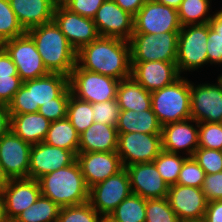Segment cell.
Wrapping results in <instances>:
<instances>
[{
    "label": "cell",
    "mask_w": 222,
    "mask_h": 222,
    "mask_svg": "<svg viewBox=\"0 0 222 222\" xmlns=\"http://www.w3.org/2000/svg\"><path fill=\"white\" fill-rule=\"evenodd\" d=\"M82 69L123 80L131 76L129 41L98 36L77 51V62Z\"/></svg>",
    "instance_id": "6da1fadb"
},
{
    "label": "cell",
    "mask_w": 222,
    "mask_h": 222,
    "mask_svg": "<svg viewBox=\"0 0 222 222\" xmlns=\"http://www.w3.org/2000/svg\"><path fill=\"white\" fill-rule=\"evenodd\" d=\"M36 44L42 62L49 73L69 77L77 62V51L54 21L26 31Z\"/></svg>",
    "instance_id": "7a4b0ae2"
},
{
    "label": "cell",
    "mask_w": 222,
    "mask_h": 222,
    "mask_svg": "<svg viewBox=\"0 0 222 222\" xmlns=\"http://www.w3.org/2000/svg\"><path fill=\"white\" fill-rule=\"evenodd\" d=\"M38 182L41 195L60 207L89 201V188L77 160L69 166L42 176Z\"/></svg>",
    "instance_id": "3957f363"
},
{
    "label": "cell",
    "mask_w": 222,
    "mask_h": 222,
    "mask_svg": "<svg viewBox=\"0 0 222 222\" xmlns=\"http://www.w3.org/2000/svg\"><path fill=\"white\" fill-rule=\"evenodd\" d=\"M68 87L69 77L59 73L24 81L8 104V111L10 114L36 113L43 104L54 102Z\"/></svg>",
    "instance_id": "277c9868"
},
{
    "label": "cell",
    "mask_w": 222,
    "mask_h": 222,
    "mask_svg": "<svg viewBox=\"0 0 222 222\" xmlns=\"http://www.w3.org/2000/svg\"><path fill=\"white\" fill-rule=\"evenodd\" d=\"M151 108L161 126L191 118L190 80L181 75L172 84L151 92Z\"/></svg>",
    "instance_id": "5b68a950"
},
{
    "label": "cell",
    "mask_w": 222,
    "mask_h": 222,
    "mask_svg": "<svg viewBox=\"0 0 222 222\" xmlns=\"http://www.w3.org/2000/svg\"><path fill=\"white\" fill-rule=\"evenodd\" d=\"M120 80L82 69L77 63L69 75L71 94L91 104L115 100Z\"/></svg>",
    "instance_id": "8992f818"
},
{
    "label": "cell",
    "mask_w": 222,
    "mask_h": 222,
    "mask_svg": "<svg viewBox=\"0 0 222 222\" xmlns=\"http://www.w3.org/2000/svg\"><path fill=\"white\" fill-rule=\"evenodd\" d=\"M208 23L185 25L178 34L176 66L179 74L192 72L208 64Z\"/></svg>",
    "instance_id": "52a82bcc"
},
{
    "label": "cell",
    "mask_w": 222,
    "mask_h": 222,
    "mask_svg": "<svg viewBox=\"0 0 222 222\" xmlns=\"http://www.w3.org/2000/svg\"><path fill=\"white\" fill-rule=\"evenodd\" d=\"M179 32L133 33L129 39L131 62H176Z\"/></svg>",
    "instance_id": "ba28073f"
},
{
    "label": "cell",
    "mask_w": 222,
    "mask_h": 222,
    "mask_svg": "<svg viewBox=\"0 0 222 222\" xmlns=\"http://www.w3.org/2000/svg\"><path fill=\"white\" fill-rule=\"evenodd\" d=\"M0 46L16 65L17 73L23 82L49 74L38 53L35 42L27 32L3 42Z\"/></svg>",
    "instance_id": "9c48e42d"
},
{
    "label": "cell",
    "mask_w": 222,
    "mask_h": 222,
    "mask_svg": "<svg viewBox=\"0 0 222 222\" xmlns=\"http://www.w3.org/2000/svg\"><path fill=\"white\" fill-rule=\"evenodd\" d=\"M162 151L161 134L119 133L117 154L123 167L153 162Z\"/></svg>",
    "instance_id": "30bf717a"
},
{
    "label": "cell",
    "mask_w": 222,
    "mask_h": 222,
    "mask_svg": "<svg viewBox=\"0 0 222 222\" xmlns=\"http://www.w3.org/2000/svg\"><path fill=\"white\" fill-rule=\"evenodd\" d=\"M131 194L130 177L124 167L89 189V203L101 216H107Z\"/></svg>",
    "instance_id": "8fae6325"
},
{
    "label": "cell",
    "mask_w": 222,
    "mask_h": 222,
    "mask_svg": "<svg viewBox=\"0 0 222 222\" xmlns=\"http://www.w3.org/2000/svg\"><path fill=\"white\" fill-rule=\"evenodd\" d=\"M181 27L178 10L155 0H148L134 16L133 33L156 35L164 32H179Z\"/></svg>",
    "instance_id": "7c38bea8"
},
{
    "label": "cell",
    "mask_w": 222,
    "mask_h": 222,
    "mask_svg": "<svg viewBox=\"0 0 222 222\" xmlns=\"http://www.w3.org/2000/svg\"><path fill=\"white\" fill-rule=\"evenodd\" d=\"M190 81L191 118L197 123H222V87L216 83Z\"/></svg>",
    "instance_id": "4fadbf2b"
},
{
    "label": "cell",
    "mask_w": 222,
    "mask_h": 222,
    "mask_svg": "<svg viewBox=\"0 0 222 222\" xmlns=\"http://www.w3.org/2000/svg\"><path fill=\"white\" fill-rule=\"evenodd\" d=\"M166 198L181 222H202L208 201L201 188L174 184Z\"/></svg>",
    "instance_id": "5bb4252c"
},
{
    "label": "cell",
    "mask_w": 222,
    "mask_h": 222,
    "mask_svg": "<svg viewBox=\"0 0 222 222\" xmlns=\"http://www.w3.org/2000/svg\"><path fill=\"white\" fill-rule=\"evenodd\" d=\"M99 36L129 41L134 32V16L114 0H105L93 18Z\"/></svg>",
    "instance_id": "9a60e30c"
},
{
    "label": "cell",
    "mask_w": 222,
    "mask_h": 222,
    "mask_svg": "<svg viewBox=\"0 0 222 222\" xmlns=\"http://www.w3.org/2000/svg\"><path fill=\"white\" fill-rule=\"evenodd\" d=\"M53 21L76 51L99 36L93 19L72 12L65 6L54 8Z\"/></svg>",
    "instance_id": "2e32d148"
},
{
    "label": "cell",
    "mask_w": 222,
    "mask_h": 222,
    "mask_svg": "<svg viewBox=\"0 0 222 222\" xmlns=\"http://www.w3.org/2000/svg\"><path fill=\"white\" fill-rule=\"evenodd\" d=\"M31 147L11 130L0 138V163L9 179L29 178Z\"/></svg>",
    "instance_id": "e0dca14e"
},
{
    "label": "cell",
    "mask_w": 222,
    "mask_h": 222,
    "mask_svg": "<svg viewBox=\"0 0 222 222\" xmlns=\"http://www.w3.org/2000/svg\"><path fill=\"white\" fill-rule=\"evenodd\" d=\"M77 160L73 151L40 142L32 145L29 159V178L38 180L55 170L69 166Z\"/></svg>",
    "instance_id": "ac0fdd59"
},
{
    "label": "cell",
    "mask_w": 222,
    "mask_h": 222,
    "mask_svg": "<svg viewBox=\"0 0 222 222\" xmlns=\"http://www.w3.org/2000/svg\"><path fill=\"white\" fill-rule=\"evenodd\" d=\"M77 161L89 189L124 168L116 151L78 152Z\"/></svg>",
    "instance_id": "d6986e66"
},
{
    "label": "cell",
    "mask_w": 222,
    "mask_h": 222,
    "mask_svg": "<svg viewBox=\"0 0 222 222\" xmlns=\"http://www.w3.org/2000/svg\"><path fill=\"white\" fill-rule=\"evenodd\" d=\"M161 141L163 151L180 154L183 150L182 154L192 157L198 148V123L189 118L166 124L162 126Z\"/></svg>",
    "instance_id": "ffe728a7"
},
{
    "label": "cell",
    "mask_w": 222,
    "mask_h": 222,
    "mask_svg": "<svg viewBox=\"0 0 222 222\" xmlns=\"http://www.w3.org/2000/svg\"><path fill=\"white\" fill-rule=\"evenodd\" d=\"M5 215L13 221L21 212L29 208L41 195L38 180L32 178L10 179L1 193Z\"/></svg>",
    "instance_id": "44dd1931"
},
{
    "label": "cell",
    "mask_w": 222,
    "mask_h": 222,
    "mask_svg": "<svg viewBox=\"0 0 222 222\" xmlns=\"http://www.w3.org/2000/svg\"><path fill=\"white\" fill-rule=\"evenodd\" d=\"M132 194L144 199L166 198L169 185L162 179L153 162L137 163L126 167Z\"/></svg>",
    "instance_id": "7402d4cb"
},
{
    "label": "cell",
    "mask_w": 222,
    "mask_h": 222,
    "mask_svg": "<svg viewBox=\"0 0 222 222\" xmlns=\"http://www.w3.org/2000/svg\"><path fill=\"white\" fill-rule=\"evenodd\" d=\"M131 66V77L150 92L172 84L181 76L176 62H131Z\"/></svg>",
    "instance_id": "603a6c76"
},
{
    "label": "cell",
    "mask_w": 222,
    "mask_h": 222,
    "mask_svg": "<svg viewBox=\"0 0 222 222\" xmlns=\"http://www.w3.org/2000/svg\"><path fill=\"white\" fill-rule=\"evenodd\" d=\"M9 3L25 31L53 21L55 6L50 0H9Z\"/></svg>",
    "instance_id": "cb8c5ba5"
},
{
    "label": "cell",
    "mask_w": 222,
    "mask_h": 222,
    "mask_svg": "<svg viewBox=\"0 0 222 222\" xmlns=\"http://www.w3.org/2000/svg\"><path fill=\"white\" fill-rule=\"evenodd\" d=\"M118 136L116 127L94 122L79 135L78 152L117 151Z\"/></svg>",
    "instance_id": "d4e9b609"
},
{
    "label": "cell",
    "mask_w": 222,
    "mask_h": 222,
    "mask_svg": "<svg viewBox=\"0 0 222 222\" xmlns=\"http://www.w3.org/2000/svg\"><path fill=\"white\" fill-rule=\"evenodd\" d=\"M50 124L51 122L38 112L10 114V130L31 145L45 140Z\"/></svg>",
    "instance_id": "484cf974"
},
{
    "label": "cell",
    "mask_w": 222,
    "mask_h": 222,
    "mask_svg": "<svg viewBox=\"0 0 222 222\" xmlns=\"http://www.w3.org/2000/svg\"><path fill=\"white\" fill-rule=\"evenodd\" d=\"M118 133L141 132L145 134H161L160 125L152 108L143 111L120 110L117 122Z\"/></svg>",
    "instance_id": "4316f807"
},
{
    "label": "cell",
    "mask_w": 222,
    "mask_h": 222,
    "mask_svg": "<svg viewBox=\"0 0 222 222\" xmlns=\"http://www.w3.org/2000/svg\"><path fill=\"white\" fill-rule=\"evenodd\" d=\"M116 100L120 110L143 111L151 109V92L133 77L120 80Z\"/></svg>",
    "instance_id": "83f0119b"
},
{
    "label": "cell",
    "mask_w": 222,
    "mask_h": 222,
    "mask_svg": "<svg viewBox=\"0 0 222 222\" xmlns=\"http://www.w3.org/2000/svg\"><path fill=\"white\" fill-rule=\"evenodd\" d=\"M48 145L73 151L76 155L79 146V134L68 118L51 122L45 140Z\"/></svg>",
    "instance_id": "f1b7e54d"
},
{
    "label": "cell",
    "mask_w": 222,
    "mask_h": 222,
    "mask_svg": "<svg viewBox=\"0 0 222 222\" xmlns=\"http://www.w3.org/2000/svg\"><path fill=\"white\" fill-rule=\"evenodd\" d=\"M61 207L42 195L29 208L21 212L14 222H57Z\"/></svg>",
    "instance_id": "f546056e"
},
{
    "label": "cell",
    "mask_w": 222,
    "mask_h": 222,
    "mask_svg": "<svg viewBox=\"0 0 222 222\" xmlns=\"http://www.w3.org/2000/svg\"><path fill=\"white\" fill-rule=\"evenodd\" d=\"M212 0H183L178 8L181 26L206 24L212 19Z\"/></svg>",
    "instance_id": "4dcf8cb0"
},
{
    "label": "cell",
    "mask_w": 222,
    "mask_h": 222,
    "mask_svg": "<svg viewBox=\"0 0 222 222\" xmlns=\"http://www.w3.org/2000/svg\"><path fill=\"white\" fill-rule=\"evenodd\" d=\"M146 199L131 194L125 198L110 214L117 222H145Z\"/></svg>",
    "instance_id": "1f68e13d"
},
{
    "label": "cell",
    "mask_w": 222,
    "mask_h": 222,
    "mask_svg": "<svg viewBox=\"0 0 222 222\" xmlns=\"http://www.w3.org/2000/svg\"><path fill=\"white\" fill-rule=\"evenodd\" d=\"M67 118L77 133L82 134L94 123L92 104L71 94L67 106Z\"/></svg>",
    "instance_id": "d6a6232c"
},
{
    "label": "cell",
    "mask_w": 222,
    "mask_h": 222,
    "mask_svg": "<svg viewBox=\"0 0 222 222\" xmlns=\"http://www.w3.org/2000/svg\"><path fill=\"white\" fill-rule=\"evenodd\" d=\"M187 156L161 151L153 161L162 179L169 185L177 184L179 173Z\"/></svg>",
    "instance_id": "836d02e7"
},
{
    "label": "cell",
    "mask_w": 222,
    "mask_h": 222,
    "mask_svg": "<svg viewBox=\"0 0 222 222\" xmlns=\"http://www.w3.org/2000/svg\"><path fill=\"white\" fill-rule=\"evenodd\" d=\"M25 32L19 24L9 0H0V45L7 40L23 35Z\"/></svg>",
    "instance_id": "e575fe53"
},
{
    "label": "cell",
    "mask_w": 222,
    "mask_h": 222,
    "mask_svg": "<svg viewBox=\"0 0 222 222\" xmlns=\"http://www.w3.org/2000/svg\"><path fill=\"white\" fill-rule=\"evenodd\" d=\"M100 217L101 215L87 201L61 207L57 222H98Z\"/></svg>",
    "instance_id": "d590c367"
},
{
    "label": "cell",
    "mask_w": 222,
    "mask_h": 222,
    "mask_svg": "<svg viewBox=\"0 0 222 222\" xmlns=\"http://www.w3.org/2000/svg\"><path fill=\"white\" fill-rule=\"evenodd\" d=\"M145 222H181L167 198L146 199Z\"/></svg>",
    "instance_id": "8d00e7d4"
},
{
    "label": "cell",
    "mask_w": 222,
    "mask_h": 222,
    "mask_svg": "<svg viewBox=\"0 0 222 222\" xmlns=\"http://www.w3.org/2000/svg\"><path fill=\"white\" fill-rule=\"evenodd\" d=\"M198 147L222 149V123H198Z\"/></svg>",
    "instance_id": "74e56055"
},
{
    "label": "cell",
    "mask_w": 222,
    "mask_h": 222,
    "mask_svg": "<svg viewBox=\"0 0 222 222\" xmlns=\"http://www.w3.org/2000/svg\"><path fill=\"white\" fill-rule=\"evenodd\" d=\"M205 172L193 157H187L182 164L177 184L202 188Z\"/></svg>",
    "instance_id": "f35d334b"
},
{
    "label": "cell",
    "mask_w": 222,
    "mask_h": 222,
    "mask_svg": "<svg viewBox=\"0 0 222 222\" xmlns=\"http://www.w3.org/2000/svg\"><path fill=\"white\" fill-rule=\"evenodd\" d=\"M70 95L71 90L68 87L58 98H54V102H48L39 107L38 113L50 122L66 118Z\"/></svg>",
    "instance_id": "ab89813d"
},
{
    "label": "cell",
    "mask_w": 222,
    "mask_h": 222,
    "mask_svg": "<svg viewBox=\"0 0 222 222\" xmlns=\"http://www.w3.org/2000/svg\"><path fill=\"white\" fill-rule=\"evenodd\" d=\"M192 157L205 174H215L222 171V153L219 150L198 147Z\"/></svg>",
    "instance_id": "60d3db41"
},
{
    "label": "cell",
    "mask_w": 222,
    "mask_h": 222,
    "mask_svg": "<svg viewBox=\"0 0 222 222\" xmlns=\"http://www.w3.org/2000/svg\"><path fill=\"white\" fill-rule=\"evenodd\" d=\"M92 107L94 122L117 127L120 106L116 99L101 103H93Z\"/></svg>",
    "instance_id": "b9f144b4"
},
{
    "label": "cell",
    "mask_w": 222,
    "mask_h": 222,
    "mask_svg": "<svg viewBox=\"0 0 222 222\" xmlns=\"http://www.w3.org/2000/svg\"><path fill=\"white\" fill-rule=\"evenodd\" d=\"M207 58L210 65H222V37L208 23Z\"/></svg>",
    "instance_id": "7bdbcfd3"
},
{
    "label": "cell",
    "mask_w": 222,
    "mask_h": 222,
    "mask_svg": "<svg viewBox=\"0 0 222 222\" xmlns=\"http://www.w3.org/2000/svg\"><path fill=\"white\" fill-rule=\"evenodd\" d=\"M22 84L19 75L0 76V103L8 106Z\"/></svg>",
    "instance_id": "ee69618b"
},
{
    "label": "cell",
    "mask_w": 222,
    "mask_h": 222,
    "mask_svg": "<svg viewBox=\"0 0 222 222\" xmlns=\"http://www.w3.org/2000/svg\"><path fill=\"white\" fill-rule=\"evenodd\" d=\"M201 189L208 202L222 200V171L215 174H205Z\"/></svg>",
    "instance_id": "f6af8a7d"
},
{
    "label": "cell",
    "mask_w": 222,
    "mask_h": 222,
    "mask_svg": "<svg viewBox=\"0 0 222 222\" xmlns=\"http://www.w3.org/2000/svg\"><path fill=\"white\" fill-rule=\"evenodd\" d=\"M105 0H69L64 6L86 18L93 19Z\"/></svg>",
    "instance_id": "bcb514c9"
},
{
    "label": "cell",
    "mask_w": 222,
    "mask_h": 222,
    "mask_svg": "<svg viewBox=\"0 0 222 222\" xmlns=\"http://www.w3.org/2000/svg\"><path fill=\"white\" fill-rule=\"evenodd\" d=\"M202 222H222V200L208 202Z\"/></svg>",
    "instance_id": "7dc6e473"
},
{
    "label": "cell",
    "mask_w": 222,
    "mask_h": 222,
    "mask_svg": "<svg viewBox=\"0 0 222 222\" xmlns=\"http://www.w3.org/2000/svg\"><path fill=\"white\" fill-rule=\"evenodd\" d=\"M18 75L17 68L7 52L0 46V76Z\"/></svg>",
    "instance_id": "c3c4849f"
},
{
    "label": "cell",
    "mask_w": 222,
    "mask_h": 222,
    "mask_svg": "<svg viewBox=\"0 0 222 222\" xmlns=\"http://www.w3.org/2000/svg\"><path fill=\"white\" fill-rule=\"evenodd\" d=\"M147 1L148 0H114L120 8L133 16L137 14Z\"/></svg>",
    "instance_id": "681fc988"
},
{
    "label": "cell",
    "mask_w": 222,
    "mask_h": 222,
    "mask_svg": "<svg viewBox=\"0 0 222 222\" xmlns=\"http://www.w3.org/2000/svg\"><path fill=\"white\" fill-rule=\"evenodd\" d=\"M10 130V113L8 106L0 104V138Z\"/></svg>",
    "instance_id": "f907efd6"
},
{
    "label": "cell",
    "mask_w": 222,
    "mask_h": 222,
    "mask_svg": "<svg viewBox=\"0 0 222 222\" xmlns=\"http://www.w3.org/2000/svg\"><path fill=\"white\" fill-rule=\"evenodd\" d=\"M217 12H212L213 17L209 21V25L212 29H214L217 33H219V36L222 37V9L216 10Z\"/></svg>",
    "instance_id": "816d5d0a"
},
{
    "label": "cell",
    "mask_w": 222,
    "mask_h": 222,
    "mask_svg": "<svg viewBox=\"0 0 222 222\" xmlns=\"http://www.w3.org/2000/svg\"><path fill=\"white\" fill-rule=\"evenodd\" d=\"M10 179L9 177L5 174L4 169L0 163V193L3 192L7 184L9 183Z\"/></svg>",
    "instance_id": "f5cc1de1"
},
{
    "label": "cell",
    "mask_w": 222,
    "mask_h": 222,
    "mask_svg": "<svg viewBox=\"0 0 222 222\" xmlns=\"http://www.w3.org/2000/svg\"><path fill=\"white\" fill-rule=\"evenodd\" d=\"M159 3H162L163 5H166V6H169L171 8H174L176 10H178V8L180 7L181 5V2L183 0H155Z\"/></svg>",
    "instance_id": "db71d44e"
},
{
    "label": "cell",
    "mask_w": 222,
    "mask_h": 222,
    "mask_svg": "<svg viewBox=\"0 0 222 222\" xmlns=\"http://www.w3.org/2000/svg\"><path fill=\"white\" fill-rule=\"evenodd\" d=\"M7 218L5 215V207H4V200L2 194L0 193V222H7Z\"/></svg>",
    "instance_id": "11a10c76"
},
{
    "label": "cell",
    "mask_w": 222,
    "mask_h": 222,
    "mask_svg": "<svg viewBox=\"0 0 222 222\" xmlns=\"http://www.w3.org/2000/svg\"><path fill=\"white\" fill-rule=\"evenodd\" d=\"M69 0H50V2L56 6H64Z\"/></svg>",
    "instance_id": "9f6ffc18"
},
{
    "label": "cell",
    "mask_w": 222,
    "mask_h": 222,
    "mask_svg": "<svg viewBox=\"0 0 222 222\" xmlns=\"http://www.w3.org/2000/svg\"><path fill=\"white\" fill-rule=\"evenodd\" d=\"M98 222H117L110 215L101 216Z\"/></svg>",
    "instance_id": "6f0895ef"
},
{
    "label": "cell",
    "mask_w": 222,
    "mask_h": 222,
    "mask_svg": "<svg viewBox=\"0 0 222 222\" xmlns=\"http://www.w3.org/2000/svg\"><path fill=\"white\" fill-rule=\"evenodd\" d=\"M216 80L220 84V86L222 87V73L217 77Z\"/></svg>",
    "instance_id": "680465c9"
}]
</instances>
